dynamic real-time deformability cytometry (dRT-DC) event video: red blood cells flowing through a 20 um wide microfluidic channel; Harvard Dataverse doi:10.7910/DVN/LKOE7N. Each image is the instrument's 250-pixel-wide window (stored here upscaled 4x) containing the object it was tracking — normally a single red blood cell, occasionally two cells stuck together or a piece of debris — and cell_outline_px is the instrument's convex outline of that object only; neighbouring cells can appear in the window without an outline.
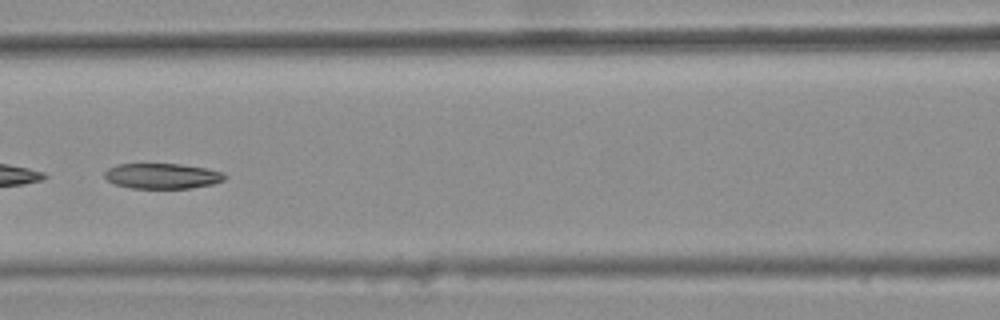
{"species": "common noctule bat (a hibernating species)", "species_latin": "Nyctalus noctula", "temperature_condition": "warm", "stored_images_in_passage": 15, "camera_frame_rate_fps": 3000, "um_per_image_px": 0.085, "animal": {"sex": "female", "body_mass_g": 25.1}, "frame": {"image": 1, "passage_image": 7, "time_ms": 2.0, "image_size_px": [1000, 320], "cell_outline_px": [[228, 176], [224, 180], [212, 184], [192, 188], [132, 188], [116, 184], [108, 180], [104, 176], [104, 172], [108, 168], [116, 164], [180, 164], [204, 168], [224, 172]], "centroid_in_image_um": [13.81, 14.95], "position_along_channel_um": 152.8, "area_um2": 17.74}}